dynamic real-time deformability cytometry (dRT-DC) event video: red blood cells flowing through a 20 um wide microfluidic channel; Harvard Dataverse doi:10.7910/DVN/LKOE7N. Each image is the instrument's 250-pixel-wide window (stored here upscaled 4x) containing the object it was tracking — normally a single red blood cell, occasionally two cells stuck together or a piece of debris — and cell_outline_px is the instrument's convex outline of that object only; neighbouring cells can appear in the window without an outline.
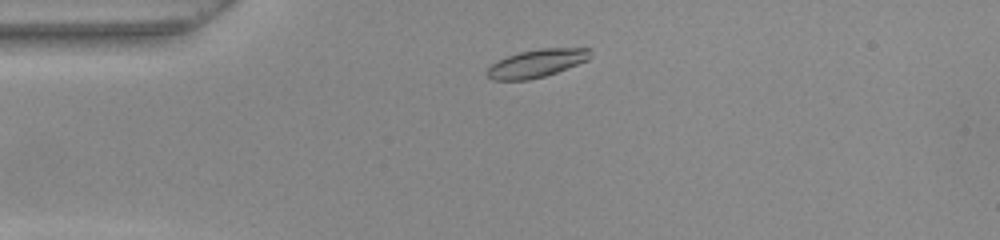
{"species": "common noctule bat (a hibernating species)", "species_latin": "Nyctalus noctula", "temperature_condition": "warm", "stored_images_in_passage": 44, "camera_frame_rate_fps": 3000, "um_per_image_px": 0.085, "animal": {"sex": "female", "body_mass_g": 22.0, "forearm_length_mm": 56.7}, "frame": {"image": 1, "passage_image": 4, "time_ms": 1.0, "image_size_px": [1000, 240], "cell_outline_px": [[592, 56], [588, 60], [556, 72], [544, 76], [528, 80], [492, 80], [484, 72], [496, 60], [520, 52], [540, 48], [592, 48]], "centroid_in_image_um": [45.62, 5.37], "position_along_channel_um": 39.4, "area_um2": 16.88}}
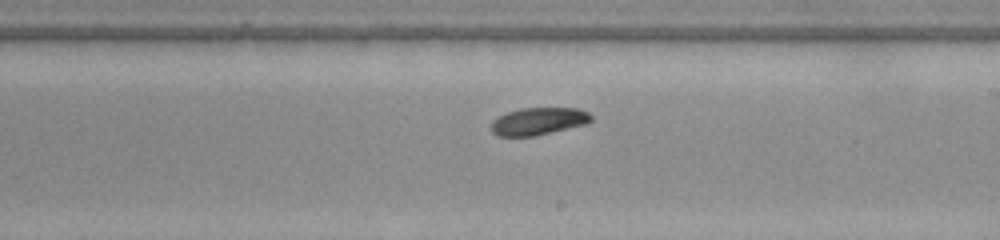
{"frame": {"image": 2, "passage_image": 22, "time_ms": 7.0, "image_size_px": [1000, 240], "cell_outline_px": [[592, 120], [584, 124], [532, 136], [496, 136], [492, 132], [492, 120], [508, 112], [520, 108], [580, 108], [588, 112], [592, 116]], "centroid_in_image_um": [45.76, 10.29], "position_along_channel_um": 243.2, "area_um2": 15.72}}
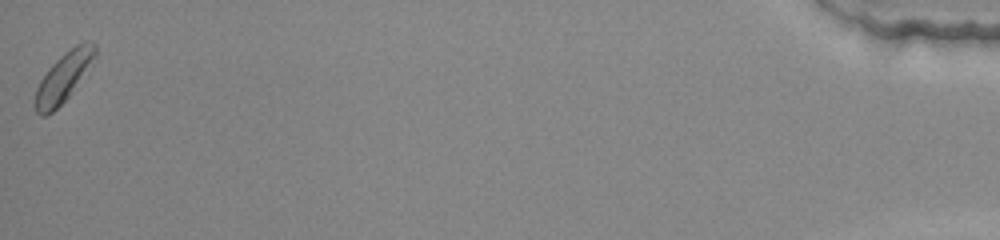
{"frame": {"image": 3, "passage_image": 44, "time_ms": 14.333, "image_size_px": [1000, 240], "cell_outline_px": [[96, 56], [68, 96], [52, 112], [44, 116], [40, 116], [36, 112], [36, 88], [40, 80], [48, 68], [64, 52], [76, 44], [84, 40], [92, 40], [96, 44]], "centroid_in_image_um": [5.41, 6.49], "position_along_channel_um": 429.8, "area_um2": 16.88}, "authors_computed_cell_mechanics": {"area_um2": 16.473, "velocity_mm_per_s": 3.8978, "shape_relaxation_time_tau1_ms": 2.3003, "shape_relaxation_time_tau2_ms": null, "deformation_change_tau1": 0.0804, "deformation_change_tau2": null}}